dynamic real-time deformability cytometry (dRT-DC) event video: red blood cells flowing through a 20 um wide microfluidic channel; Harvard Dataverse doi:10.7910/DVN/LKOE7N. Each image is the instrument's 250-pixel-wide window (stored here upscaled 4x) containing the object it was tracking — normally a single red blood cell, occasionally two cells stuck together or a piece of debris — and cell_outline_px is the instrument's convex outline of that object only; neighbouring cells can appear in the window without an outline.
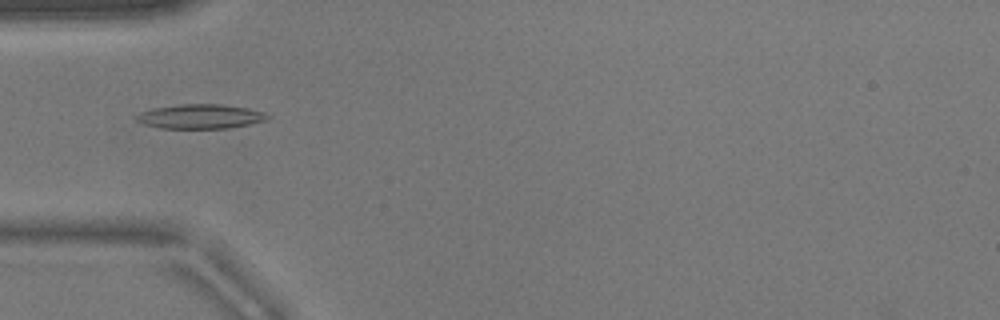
{"species": "common noctule bat (a hibernating species)", "species_latin": "Nyctalus noctula", "temperature_condition": "warm", "stored_images_in_passage": 37, "camera_frame_rate_fps": 3000, "um_per_image_px": 0.085, "animal": {"sex": "male", "body_mass_g": 17.9}, "frame": {"image": 1, "passage_image": 1, "time_ms": 0.0, "image_size_px": [1000, 320], "cell_outline_px": [[272, 116], [268, 120], [228, 128], [160, 128], [144, 124], [136, 120], [136, 116], [140, 112], [152, 108], [180, 104], [220, 104], [248, 108], [264, 112]], "centroid_in_image_um": [17.05, 9.89], "position_along_channel_um": 67.9, "area_um2": 18.67}, "authors_computed_cell_mechanics": {"area_um2": 16.9354, "velocity_mm_per_s": 3.869, "shape_relaxation_time_tau1_ms": 9.4605, "shape_relaxation_time_tau2_ms": 2.6734, "deformation_change_tau1": 0.2797, "deformation_change_tau2": 0.1042}}